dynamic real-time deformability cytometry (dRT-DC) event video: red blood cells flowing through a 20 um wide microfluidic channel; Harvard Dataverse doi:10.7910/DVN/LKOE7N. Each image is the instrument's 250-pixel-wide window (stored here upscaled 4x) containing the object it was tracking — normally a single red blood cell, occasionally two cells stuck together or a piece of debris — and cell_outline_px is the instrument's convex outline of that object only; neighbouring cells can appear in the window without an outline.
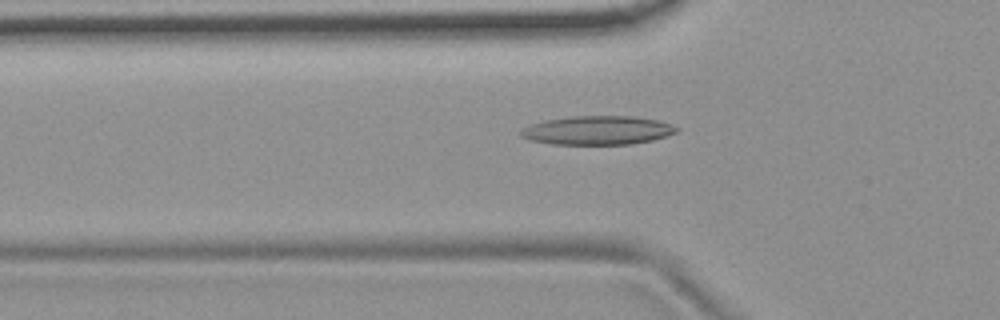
{"species": "common noctule bat (a hibernating species)", "species_latin": "Nyctalus noctula", "temperature_condition": "room temperature", "stored_images_in_passage": 49, "camera_frame_rate_fps": 3000, "um_per_image_px": 0.085, "animal": {"sex": "female", "body_mass_g": 19.9}, "frame": {"image": 1, "passage_image": 18, "time_ms": 5.667, "image_size_px": [1000, 320], "cell_outline_px": [[680, 128], [676, 132], [652, 140], [632, 144], [552, 144], [532, 140], [520, 136], [520, 132], [524, 128], [532, 124], [544, 120], [572, 116], [632, 116], [656, 120]], "centroid_in_image_um": [50.77, 11.07], "position_along_channel_um": 75.0, "area_um2": 25.84}}
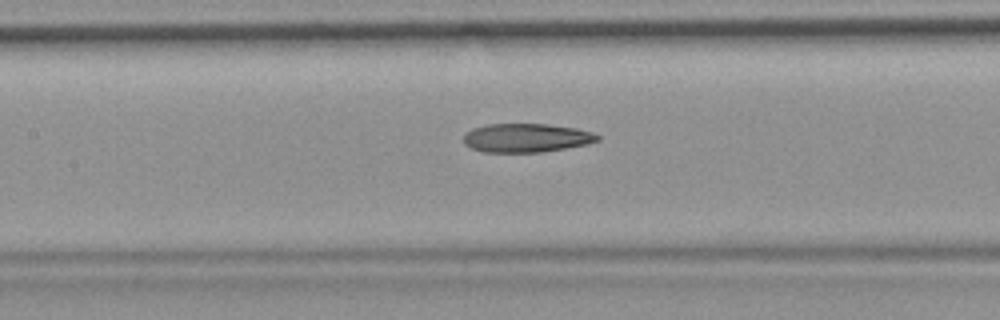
{"frame": {"image": 2, "passage_image": 25, "time_ms": 8.0, "image_size_px": [1000, 320], "cell_outline_px": [[600, 140], [588, 144], [540, 152], [484, 152], [472, 148], [464, 144], [464, 136], [472, 128], [488, 124], [548, 124], [576, 128], [592, 132], [600, 136]], "centroid_in_image_um": [44.75, 11.71], "position_along_channel_um": 162.6, "area_um2": 22.37}}
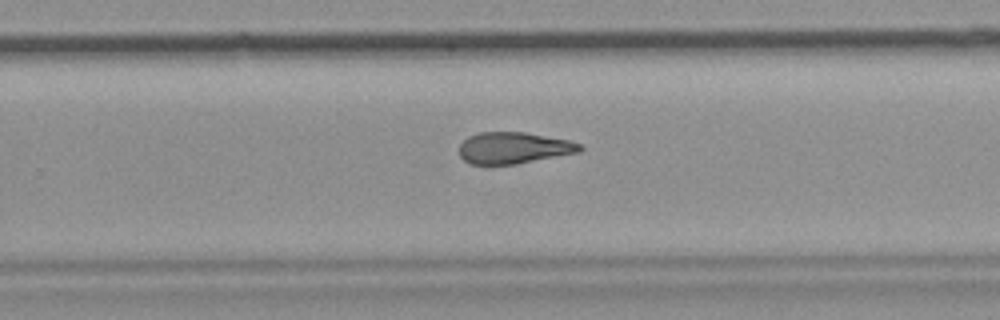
{"frame": {"image": 3, "passage_image": 35, "time_ms": 11.333, "image_size_px": [1000, 320], "cell_outline_px": [[584, 148], [580, 152], [516, 164], [472, 164], [464, 160], [460, 156], [460, 144], [468, 136], [480, 132], [524, 132], [568, 140], [580, 144]], "centroid_in_image_um": [43.66, 12.57], "position_along_channel_um": 286.1, "area_um2": 22.02}}